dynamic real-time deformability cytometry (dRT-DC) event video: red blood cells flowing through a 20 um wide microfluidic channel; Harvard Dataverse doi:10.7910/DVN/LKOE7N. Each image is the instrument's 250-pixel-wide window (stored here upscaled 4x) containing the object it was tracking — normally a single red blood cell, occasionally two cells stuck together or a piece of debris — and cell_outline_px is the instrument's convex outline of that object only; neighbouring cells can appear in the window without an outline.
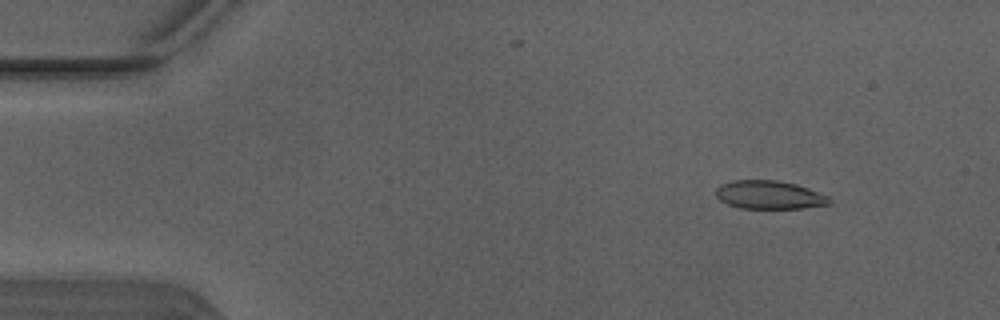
{"species": "Egyptian fruit bat (a non-hibernating species)", "species_latin": "Rousettus aegyptiacus", "temperature_condition": "warm", "stored_images_in_passage": 5, "camera_frame_rate_fps": 3000, "um_per_image_px": 0.085, "animal": {"sex": "male"}, "frame": {"image": 1, "passage_image": 2, "time_ms": 0.333, "image_size_px": [1000, 320], "cell_outline_px": [[832, 204], [804, 208], [740, 208], [728, 204], [720, 200], [716, 196], [716, 188], [720, 184], [732, 180], [776, 180], [796, 184], [808, 188], [828, 196], [832, 200]], "centroid_in_image_um": [65.4, 16.56], "position_along_channel_um": 19.6, "area_um2": 18.84}}
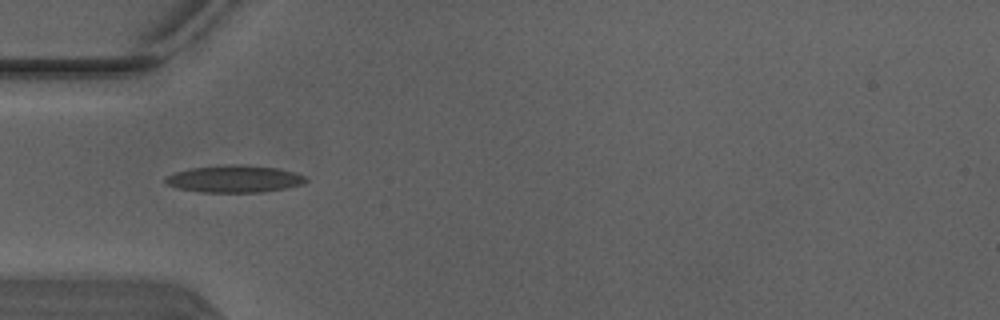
{"frame": {"image": 2, "passage_image": 5, "time_ms": 1.333, "image_size_px": [1000, 320], "cell_outline_px": [[308, 180], [300, 184], [284, 188], [264, 192], [200, 192], [176, 188], [164, 184], [164, 180], [168, 176], [176, 172], [192, 168], [228, 164], [248, 164], [276, 168], [292, 172], [304, 176]], "centroid_in_image_um": [19.88, 15.2], "position_along_channel_um": 65.1, "area_um2": 22.14}}